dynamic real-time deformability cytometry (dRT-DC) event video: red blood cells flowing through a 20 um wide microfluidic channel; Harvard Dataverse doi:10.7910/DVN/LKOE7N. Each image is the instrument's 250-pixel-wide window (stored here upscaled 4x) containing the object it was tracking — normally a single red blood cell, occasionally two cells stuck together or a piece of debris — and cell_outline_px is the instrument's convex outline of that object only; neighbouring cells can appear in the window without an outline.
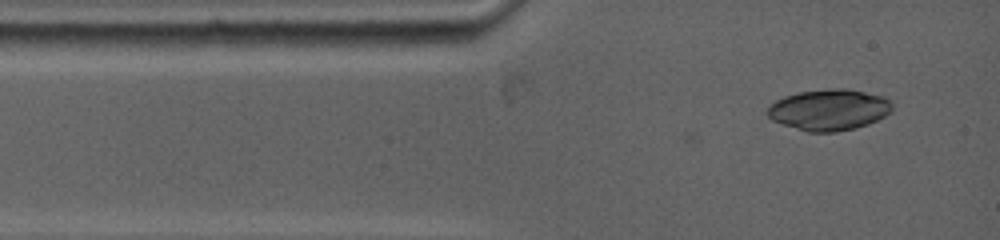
{"species": "common noctule bat (a hibernating species)", "species_latin": "Nyctalus noctula", "temperature_condition": "warm", "stored_images_in_passage": 7, "camera_frame_rate_fps": 5000, "um_per_image_px": 0.085, "animal": {"sex": "female", "body_mass_g": 19.0, "forearm_length_mm": 53.3}, "frame": {"image": 1, "passage_image": 7, "time_ms": 1.6, "image_size_px": [1000, 240], "cell_outline_px": [[892, 112], [868, 124], [856, 128], [836, 132], [808, 132], [772, 120], [768, 116], [768, 108], [776, 100], [784, 96], [800, 92], [832, 88], [848, 88], [884, 96], [892, 104]], "centroid_in_image_um": [70.5, 9.32], "position_along_channel_um": 14.5, "area_um2": 29.82}}